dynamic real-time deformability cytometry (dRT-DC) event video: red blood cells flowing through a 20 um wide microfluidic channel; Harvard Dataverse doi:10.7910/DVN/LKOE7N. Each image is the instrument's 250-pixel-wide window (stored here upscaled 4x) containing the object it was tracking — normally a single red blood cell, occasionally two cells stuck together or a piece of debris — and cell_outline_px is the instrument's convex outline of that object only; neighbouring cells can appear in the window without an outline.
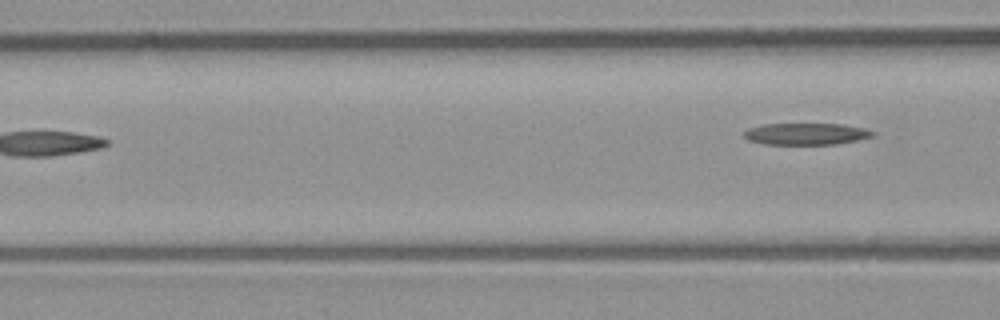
{"species": "common noctule bat (a hibernating species)", "species_latin": "Nyctalus noctula", "temperature_condition": "room temperature", "stored_images_in_passage": 4, "camera_frame_rate_fps": 3000, "um_per_image_px": 0.085, "animal": {"sex": "male", "body_mass_g": 23.1, "forearm_length_mm": 52.7}, "frame": {"image": 1, "passage_image": 4, "time_ms": 1.0, "image_size_px": [1000, 320], "cell_outline_px": [[876, 136], [836, 144], [764, 144], [748, 140], [744, 136], [744, 132], [748, 128], [760, 124], [844, 124], [864, 128], [876, 132]], "centroid_in_image_um": [68.53, 11.37], "position_along_channel_um": 98.1, "area_um2": 16.36}}